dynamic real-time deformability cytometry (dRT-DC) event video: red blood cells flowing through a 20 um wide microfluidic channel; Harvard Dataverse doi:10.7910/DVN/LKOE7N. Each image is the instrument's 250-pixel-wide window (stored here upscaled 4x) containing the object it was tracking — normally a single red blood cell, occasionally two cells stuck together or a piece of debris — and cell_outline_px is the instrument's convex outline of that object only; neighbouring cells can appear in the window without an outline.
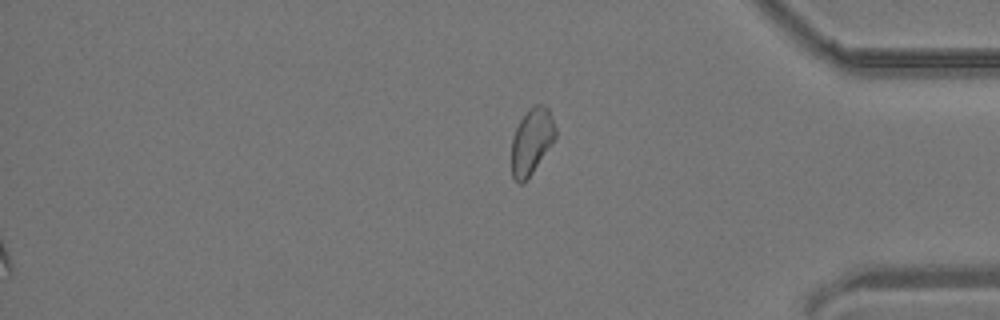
{"species": "common noctule bat (a hibernating species)", "species_latin": "Nyctalus noctula", "temperature_condition": "room temperature", "stored_images_in_passage": 37, "segment_of_instrument_passage": [2, 2], "camera_frame_rate_fps": 3000, "um_per_image_px": 0.085, "animal": {"sex": "male", "body_mass_g": 19.2, "forearm_length_mm": 51.8}, "frame": {"image": 1, "passage_image": 37, "time_ms": 12.0, "image_size_px": [1000, 320], "cell_outline_px": [[556, 136], [532, 172], [520, 184], [516, 184], [512, 176], [512, 136], [520, 120], [536, 104], [540, 104], [548, 108], [556, 128]], "centroid_in_image_um": [45.17, 12.02], "position_along_channel_um": 390.0, "area_um2": 16.36}}